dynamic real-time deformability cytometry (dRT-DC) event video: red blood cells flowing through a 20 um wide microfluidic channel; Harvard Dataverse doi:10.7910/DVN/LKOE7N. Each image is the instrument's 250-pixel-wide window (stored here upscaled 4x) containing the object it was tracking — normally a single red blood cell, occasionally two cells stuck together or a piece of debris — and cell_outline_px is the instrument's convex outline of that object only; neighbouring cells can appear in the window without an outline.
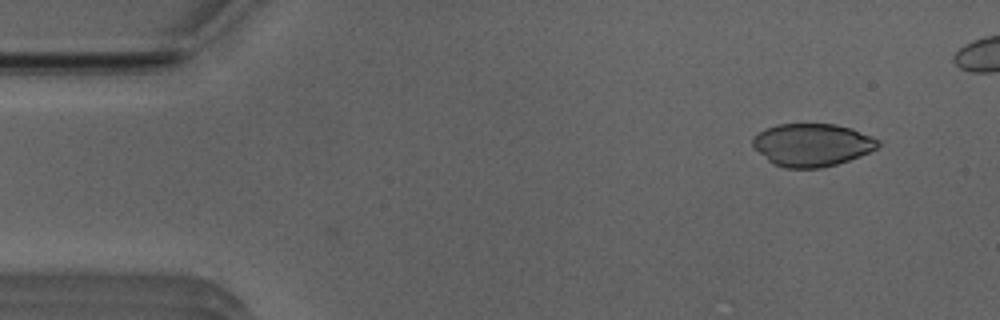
{"species": "Egyptian fruit bat (a non-hibernating species)", "species_latin": "Rousettus aegyptiacus", "temperature_condition": "room temperature", "stored_images_in_passage": 37, "camera_frame_rate_fps": 3000, "um_per_image_px": 0.085, "animal": {"sex": "male"}, "frame": {"image": 1, "passage_image": 1, "time_ms": 0.0, "image_size_px": [1000, 320], "cell_outline_px": [[880, 144], [876, 148], [860, 156], [836, 164], [820, 168], [784, 168], [772, 164], [752, 144], [752, 136], [764, 128], [776, 124], [836, 124], [852, 128], [880, 140]], "centroid_in_image_um": [69.0, 12.3], "position_along_channel_um": 16.0, "area_um2": 31.27}}
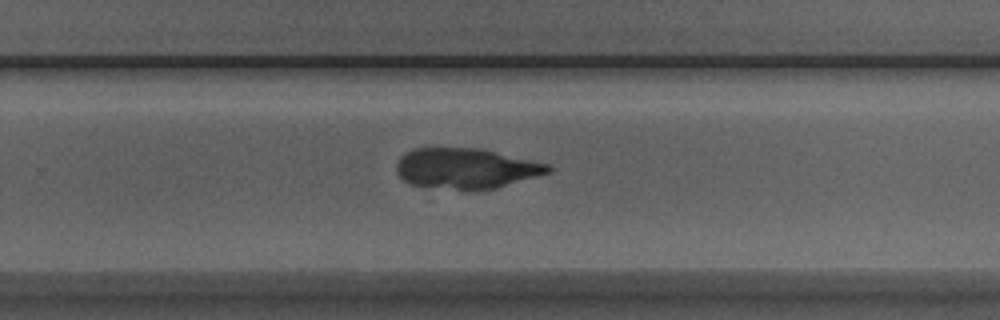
{"frame": {"image": 2, "passage_image": 29, "time_ms": 9.333, "image_size_px": [1000, 320], "cell_outline_px": [[552, 168], [548, 172], [536, 176], [496, 188], [456, 188], [412, 184], [404, 180], [396, 172], [396, 164], [400, 156], [416, 148], [480, 148], [548, 164]], "centroid_in_image_um": [39.59, 14.28], "position_along_channel_um": 290.2, "area_um2": 34.68}}